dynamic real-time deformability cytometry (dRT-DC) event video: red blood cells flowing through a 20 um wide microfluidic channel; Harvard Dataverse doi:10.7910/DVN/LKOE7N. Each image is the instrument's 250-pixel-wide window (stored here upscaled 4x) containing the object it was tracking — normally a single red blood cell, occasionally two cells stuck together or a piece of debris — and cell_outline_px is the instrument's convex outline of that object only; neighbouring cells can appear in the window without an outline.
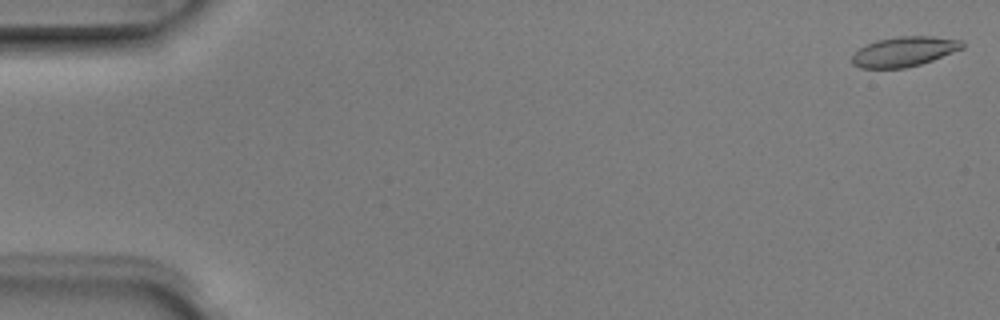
{"species": "Egyptian fruit bat (a non-hibernating species)", "species_latin": "Rousettus aegyptiacus", "temperature_condition": "room temperature", "stored_images_in_passage": 6, "camera_frame_rate_fps": 3000, "um_per_image_px": 0.085, "animal": {"sex": "male"}, "frame": {"image": 1, "passage_image": 1, "time_ms": 0.0, "image_size_px": [1000, 320], "cell_outline_px": [[964, 48], [932, 60], [920, 64], [904, 68], [860, 68], [852, 64], [852, 56], [860, 48], [876, 40], [896, 36], [932, 36], [960, 40], [964, 44]], "centroid_in_image_um": [76.85, 4.38], "position_along_channel_um": 8.2, "area_um2": 19.07}}
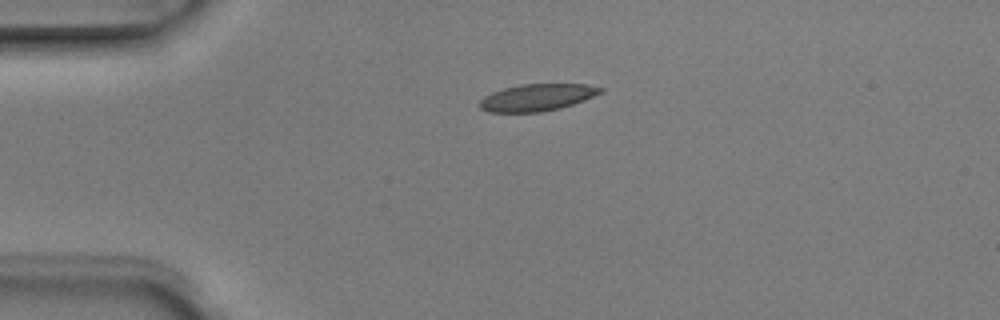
{"frame": {"image": 2, "passage_image": 4, "time_ms": 1.0, "image_size_px": [1000, 320], "cell_outline_px": [[604, 92], [572, 104], [560, 108], [540, 112], [488, 112], [480, 108], [480, 100], [484, 96], [492, 92], [504, 88], [520, 84], [588, 84], [604, 88]], "centroid_in_image_um": [45.66, 8.27], "position_along_channel_um": 39.3, "area_um2": 18.96}}
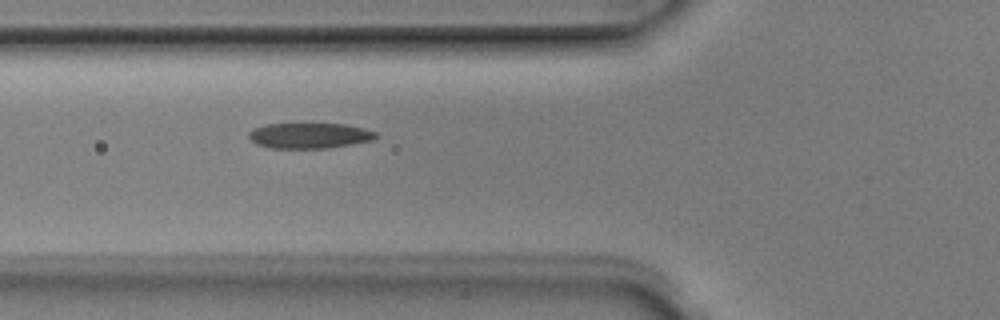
{"frame": {"image": 3, "passage_image": 6, "time_ms": 1.667, "image_size_px": [1000, 320], "cell_outline_px": [[376, 136], [372, 140], [328, 148], [272, 148], [256, 144], [248, 136], [248, 132], [256, 128], [268, 124], [344, 124], [364, 128], [376, 132]], "centroid_in_image_um": [26.29, 11.53], "position_along_channel_um": 99.5, "area_um2": 18.61}}